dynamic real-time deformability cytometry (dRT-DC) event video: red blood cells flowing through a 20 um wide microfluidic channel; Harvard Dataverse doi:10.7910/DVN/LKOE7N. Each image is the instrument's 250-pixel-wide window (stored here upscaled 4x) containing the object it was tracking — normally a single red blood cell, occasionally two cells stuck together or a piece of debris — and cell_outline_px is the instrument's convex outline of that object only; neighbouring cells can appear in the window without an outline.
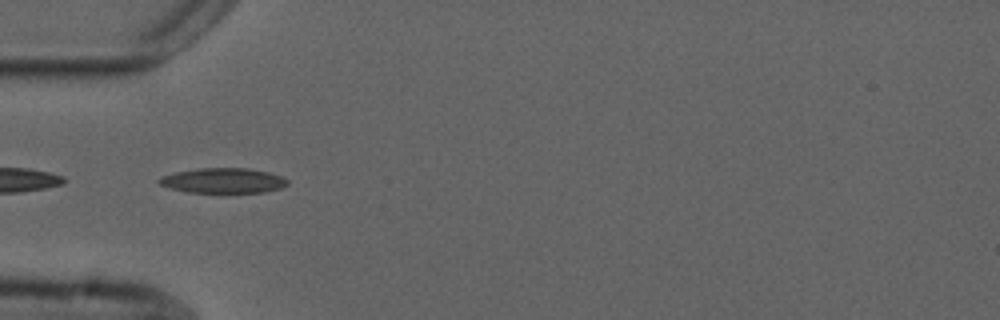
{"species": "common noctule bat (a hibernating species)", "species_latin": "Nyctalus noctula", "temperature_condition": "cold", "stored_images_in_passage": 1, "camera_frame_rate_fps": 3000, "um_per_image_px": 0.085, "animal": {"sex": "male", "forearm_length_mm": 52.5}, "frame": {"image": 1, "passage_image": 1, "time_ms": 0.0, "image_size_px": [1000, 320], "cell_outline_px": [[288, 184], [280, 188], [264, 192], [188, 192], [172, 188], [160, 184], [156, 180], [160, 176], [176, 172], [196, 168], [248, 168], [268, 172], [280, 176], [288, 180]], "centroid_in_image_um": [18.95, 15.34], "position_along_channel_um": 66.0, "area_um2": 18.61}}